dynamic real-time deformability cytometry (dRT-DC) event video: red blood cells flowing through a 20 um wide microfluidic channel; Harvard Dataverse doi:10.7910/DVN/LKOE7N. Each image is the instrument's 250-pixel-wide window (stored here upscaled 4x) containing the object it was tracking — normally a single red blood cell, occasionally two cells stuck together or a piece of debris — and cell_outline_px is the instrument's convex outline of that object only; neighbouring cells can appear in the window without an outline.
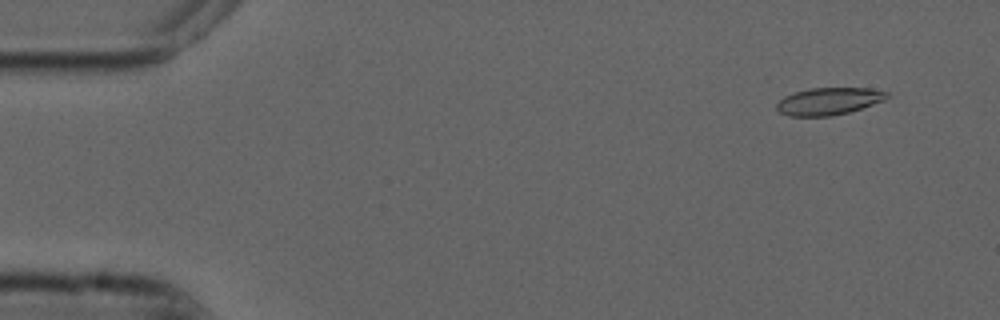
{"species": "common noctule bat (a hibernating species)", "species_latin": "Nyctalus noctula", "temperature_condition": "cold", "stored_images_in_passage": 54, "camera_frame_rate_fps": 3000, "um_per_image_px": 0.085, "animal": {"sex": "male", "forearm_length_mm": 52.5}, "frame": {"image": 1, "passage_image": 4, "time_ms": 1.0, "image_size_px": [1000, 320], "cell_outline_px": [[888, 96], [884, 100], [848, 112], [832, 116], [788, 116], [780, 112], [776, 108], [776, 104], [784, 96], [808, 88], [868, 88], [888, 92]], "centroid_in_image_um": [70.41, 8.6], "position_along_channel_um": 14.6, "area_um2": 17.34}}
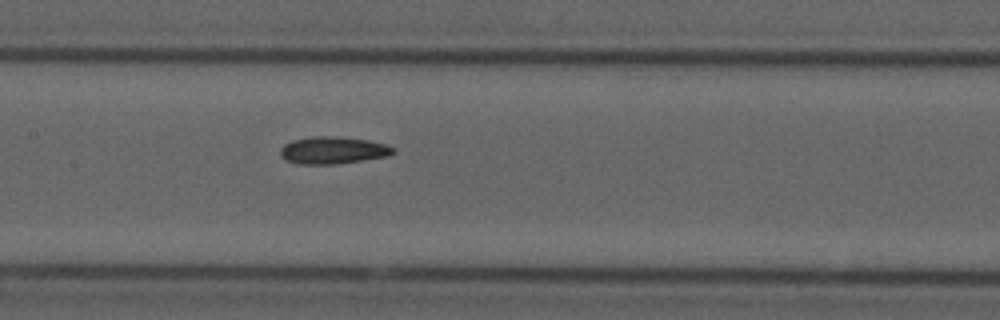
{"frame": {"image": 2, "passage_image": 26, "time_ms": 8.333, "image_size_px": [1000, 320], "cell_outline_px": [[396, 152], [388, 156], [336, 164], [300, 164], [288, 160], [280, 156], [280, 148], [284, 144], [292, 140], [312, 136], [340, 136], [368, 140], [388, 144], [396, 148]], "centroid_in_image_um": [28.34, 12.76], "position_along_channel_um": 179.1, "area_um2": 18.09}}
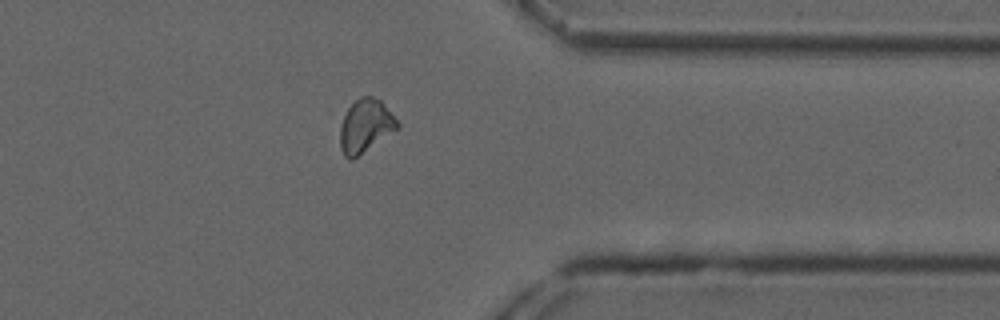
{"frame": {"image": 3, "passage_image": 43, "time_ms": 14.0, "image_size_px": [1000, 320], "cell_outline_px": [[400, 128], [352, 160], [344, 156], [340, 148], [340, 128], [344, 116], [348, 108], [360, 96], [372, 96], [380, 100], [400, 124]], "centroid_in_image_um": [31.07, 10.72], "position_along_channel_um": 380.3, "area_um2": 17.69}, "authors_computed_cell_mechanics": {"area_um2": 17.629, "velocity_mm_per_s": 3.7236, "shape_relaxation_time_tau1_ms": null, "shape_relaxation_time_tau2_ms": 3.7282, "deformation_change_tau1": null, "deformation_change_tau2": 0.0929}}